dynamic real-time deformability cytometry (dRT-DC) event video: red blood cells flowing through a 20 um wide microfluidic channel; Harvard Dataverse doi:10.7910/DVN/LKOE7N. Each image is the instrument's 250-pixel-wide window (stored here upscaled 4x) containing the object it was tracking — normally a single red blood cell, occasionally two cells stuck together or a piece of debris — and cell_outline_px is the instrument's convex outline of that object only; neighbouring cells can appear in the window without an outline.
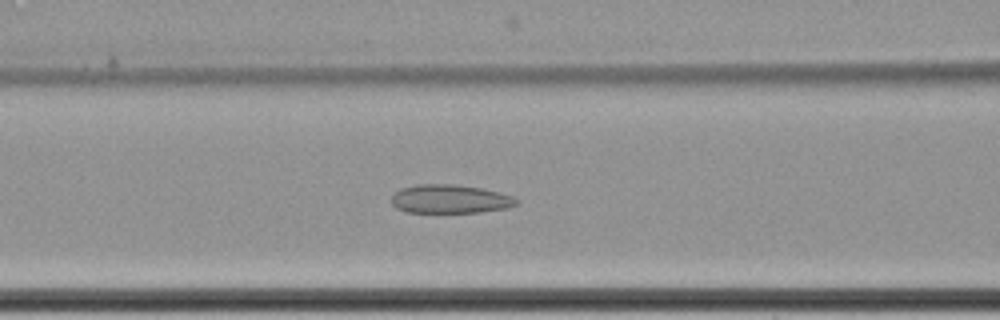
{"species": "common noctule bat (a hibernating species)", "species_latin": "Nyctalus noctula", "temperature_condition": "cold", "stored_images_in_passage": 32, "camera_frame_rate_fps": 3000, "um_per_image_px": 0.085, "animal": {"sex": "female", "body_mass_g": 22.7, "forearm_length_mm": 54.2}, "frame": {"image": 1, "passage_image": 32, "time_ms": 10.333, "image_size_px": [1000, 320], "cell_outline_px": [[520, 204], [508, 208], [480, 212], [408, 212], [396, 208], [392, 204], [392, 196], [400, 188], [420, 184], [452, 184], [480, 188], [500, 192], [512, 196], [520, 200]], "centroid_in_image_um": [38.3, 16.92], "position_along_channel_um": 128.3, "area_um2": 20.92}}